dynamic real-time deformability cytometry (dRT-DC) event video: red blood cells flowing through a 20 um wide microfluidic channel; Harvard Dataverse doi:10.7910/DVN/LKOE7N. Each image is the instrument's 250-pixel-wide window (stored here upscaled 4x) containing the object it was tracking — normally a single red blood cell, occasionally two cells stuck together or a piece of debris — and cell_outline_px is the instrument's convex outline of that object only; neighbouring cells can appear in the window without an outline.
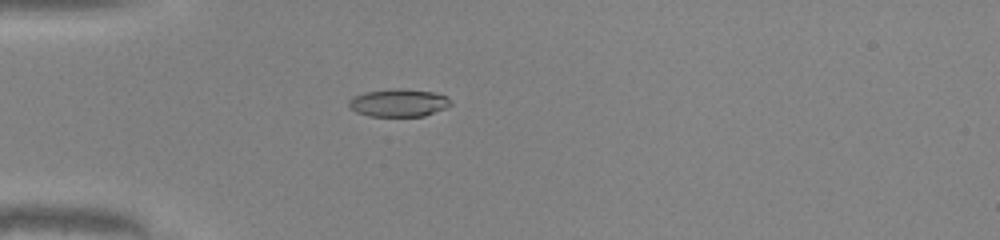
{"species": "common noctule bat (a hibernating species)", "species_latin": "Nyctalus noctula", "temperature_condition": "warm", "stored_images_in_passage": 37, "camera_frame_rate_fps": 3000, "um_per_image_px": 0.085, "animal": {"sex": "male", "body_mass_g": 20.0, "forearm_length_mm": 53.3}, "frame": {"image": 1, "passage_image": 2, "time_ms": 0.333, "image_size_px": [1000, 240], "cell_outline_px": [[452, 104], [444, 108], [424, 116], [368, 116], [356, 112], [348, 108], [348, 100], [364, 92], [392, 88], [400, 88], [436, 92], [448, 96]], "centroid_in_image_um": [33.87, 8.73], "position_along_channel_um": 51.1, "area_um2": 16.65}}
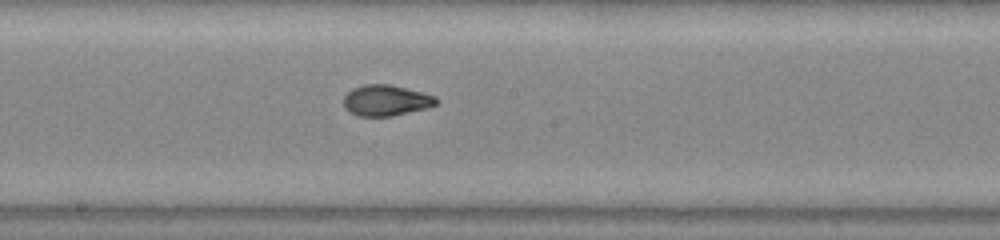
{"frame": {"image": 2, "passage_image": 15, "time_ms": 4.667, "image_size_px": [1000, 240], "cell_outline_px": [[440, 100], [436, 104], [428, 108], [392, 116], [356, 116], [348, 112], [344, 108], [344, 96], [352, 88], [364, 84], [392, 84], [436, 96]], "centroid_in_image_um": [32.81, 8.53], "position_along_channel_um": 215.4, "area_um2": 16.94}}
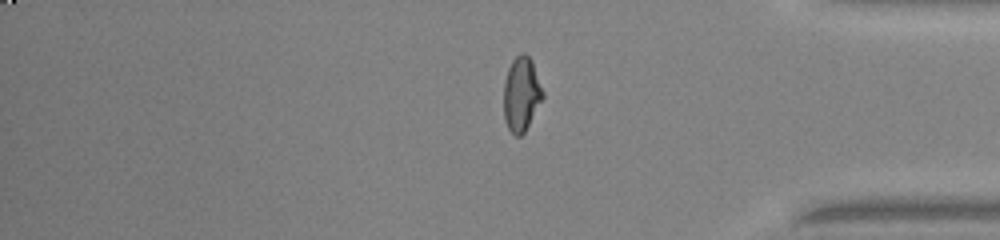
{"frame": {"image": 3, "passage_image": 29, "time_ms": 9.333, "image_size_px": [1000, 240], "cell_outline_px": [[544, 96], [524, 132], [520, 136], [516, 136], [508, 128], [504, 120], [504, 80], [508, 68], [512, 60], [520, 52], [524, 52], [532, 60], [544, 92]], "centroid_in_image_um": [44.31, 7.96], "position_along_channel_um": 390.9, "area_um2": 16.94}, "authors_computed_cell_mechanics": {"area_um2": 16.762, "velocity_mm_per_s": 4.1404, "shape_relaxation_time_tau1_ms": 5.9457, "shape_relaxation_time_tau2_ms": 0.715, "deformation_change_tau1": 0.2559, "deformation_change_tau2": 0.0558}}